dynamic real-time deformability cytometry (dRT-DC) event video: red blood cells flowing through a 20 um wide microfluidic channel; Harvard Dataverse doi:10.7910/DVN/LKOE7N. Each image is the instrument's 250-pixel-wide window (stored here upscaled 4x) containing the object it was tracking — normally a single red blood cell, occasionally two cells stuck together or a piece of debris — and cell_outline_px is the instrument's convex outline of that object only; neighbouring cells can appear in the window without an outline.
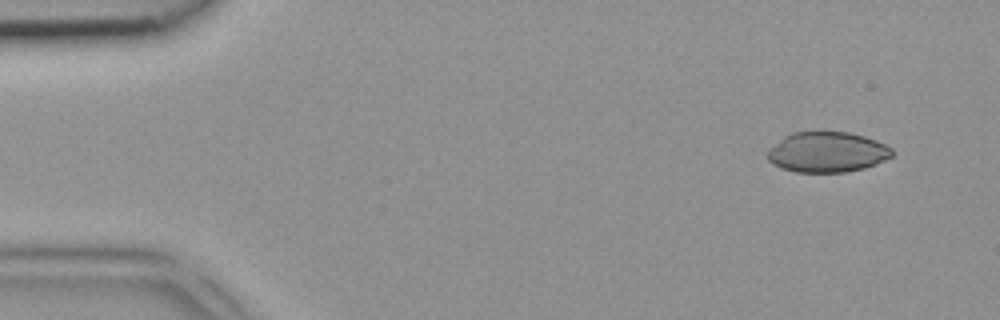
{"species": "common noctule bat (a hibernating species)", "species_latin": "Nyctalus noctula", "temperature_condition": "room temperature", "stored_images_in_passage": 6, "segment_of_instrument_passage": [2, 2], "camera_frame_rate_fps": 3000, "um_per_image_px": 0.085, "animal": {"sex": "female", "body_mass_g": 18.4}, "frame": {"image": 1, "passage_image": 6, "time_ms": 1.667, "image_size_px": [1000, 320], "cell_outline_px": [[892, 156], [876, 164], [864, 168], [844, 172], [796, 172], [780, 168], [772, 164], [764, 156], [768, 148], [784, 136], [792, 132], [848, 132], [864, 136], [876, 140], [892, 148]], "centroid_in_image_um": [70.25, 12.93], "position_along_channel_um": 14.7, "area_um2": 29.54}}